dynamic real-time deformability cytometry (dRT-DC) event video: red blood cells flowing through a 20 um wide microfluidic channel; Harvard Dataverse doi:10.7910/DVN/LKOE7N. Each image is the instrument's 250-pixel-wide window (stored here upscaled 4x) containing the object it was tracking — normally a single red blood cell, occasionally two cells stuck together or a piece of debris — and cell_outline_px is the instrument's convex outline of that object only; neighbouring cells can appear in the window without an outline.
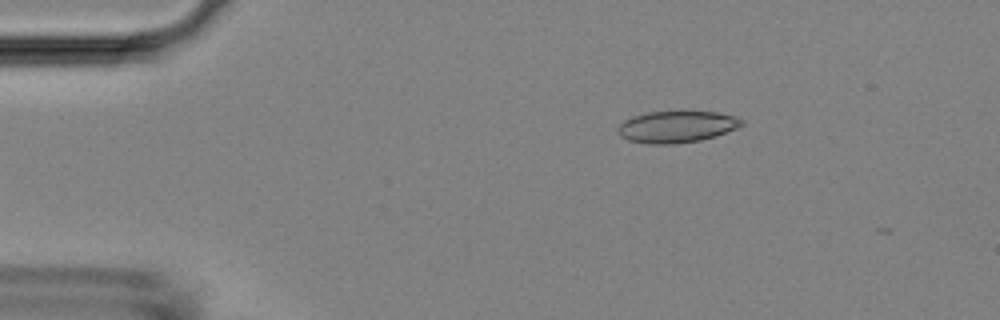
{"species": "Egyptian fruit bat (a non-hibernating species)", "species_latin": "Rousettus aegyptiacus", "temperature_condition": "room temperature", "stored_images_in_passage": 5, "camera_frame_rate_fps": 3000, "um_per_image_px": 0.085, "animal": {"sex": "female"}, "frame": {"image": 1, "passage_image": 3, "time_ms": 2.333, "image_size_px": [1000, 320], "cell_outline_px": [[744, 124], [736, 128], [716, 136], [700, 140], [676, 144], [648, 144], [628, 140], [620, 136], [616, 132], [616, 128], [624, 120], [632, 116], [648, 112], [716, 112], [732, 116], [744, 120]], "centroid_in_image_um": [57.47, 10.79], "position_along_channel_um": 27.5, "area_um2": 22.83}}